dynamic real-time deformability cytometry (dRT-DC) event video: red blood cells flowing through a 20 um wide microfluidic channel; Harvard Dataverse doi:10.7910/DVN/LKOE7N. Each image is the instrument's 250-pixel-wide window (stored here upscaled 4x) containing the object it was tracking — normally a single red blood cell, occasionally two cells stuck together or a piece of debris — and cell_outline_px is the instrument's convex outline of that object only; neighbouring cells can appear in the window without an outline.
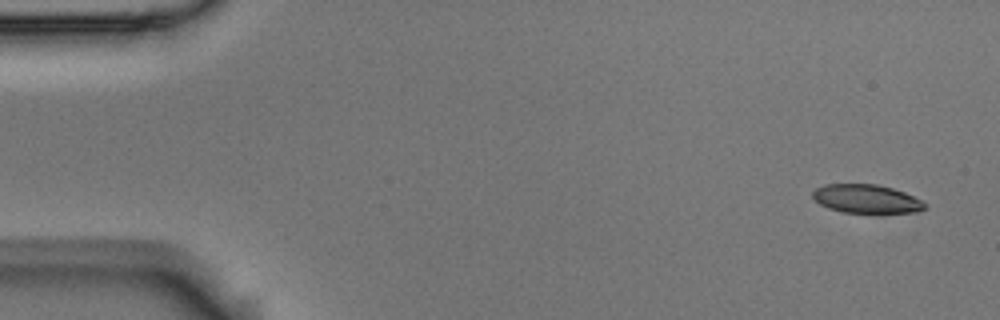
{"species": "Egyptian fruit bat (a non-hibernating species)", "species_latin": "Rousettus aegyptiacus", "temperature_condition": "room temperature", "stored_images_in_passage": 4, "camera_frame_rate_fps": 3000, "um_per_image_px": 0.085, "animal": {"sex": "male"}, "frame": {"image": 1, "passage_image": 1, "time_ms": 0.0, "image_size_px": [1000, 320], "cell_outline_px": [[928, 208], [916, 212], [844, 212], [828, 208], [820, 204], [812, 196], [812, 192], [816, 188], [824, 184], [876, 184], [892, 188], [904, 192], [924, 200], [928, 204]], "centroid_in_image_um": [73.69, 16.89], "position_along_channel_um": 11.3, "area_um2": 18.73}}
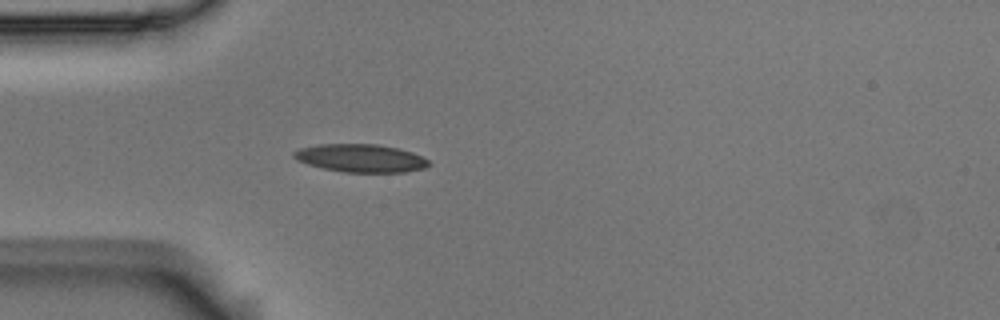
{"frame": {"image": 2, "passage_image": 4, "time_ms": 1.0, "image_size_px": [1000, 320], "cell_outline_px": [[428, 164], [424, 168], [404, 172], [344, 172], [324, 168], [308, 164], [296, 160], [292, 156], [292, 152], [300, 148], [320, 144], [376, 144], [400, 148], [412, 152], [428, 160]], "centroid_in_image_um": [30.63, 13.43], "position_along_channel_um": 54.4, "area_um2": 21.91}}